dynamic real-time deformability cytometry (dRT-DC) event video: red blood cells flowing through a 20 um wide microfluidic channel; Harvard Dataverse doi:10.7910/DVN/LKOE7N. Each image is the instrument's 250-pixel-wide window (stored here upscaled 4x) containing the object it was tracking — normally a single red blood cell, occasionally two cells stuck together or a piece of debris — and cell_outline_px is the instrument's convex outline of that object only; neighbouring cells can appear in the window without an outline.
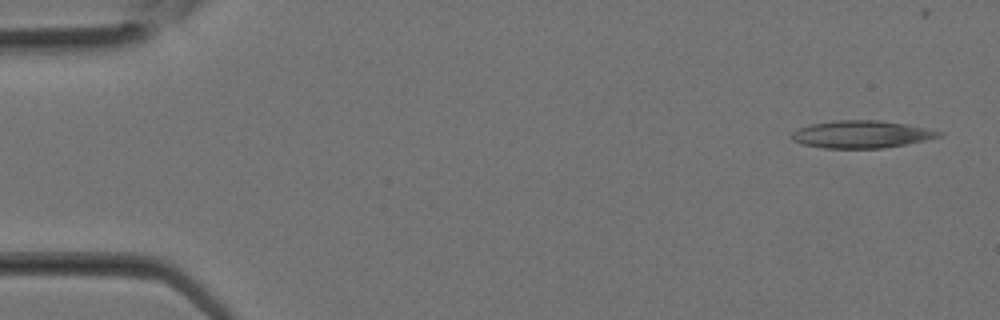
{"species": "Egyptian fruit bat (a non-hibernating species)", "species_latin": "Rousettus aegyptiacus", "temperature_condition": "room temperature", "stored_images_in_passage": 10, "camera_frame_rate_fps": 3000, "um_per_image_px": 0.085, "animal": {"sex": "female"}, "frame": {"image": 1, "passage_image": 1, "time_ms": 0.0, "image_size_px": [1000, 320], "cell_outline_px": [[944, 136], [884, 148], [824, 148], [800, 144], [792, 140], [788, 136], [792, 132], [800, 128], [812, 124], [836, 120], [880, 120], [904, 124], [944, 132]], "centroid_in_image_um": [73.18, 11.42], "position_along_channel_um": 11.8, "area_um2": 23.47}}
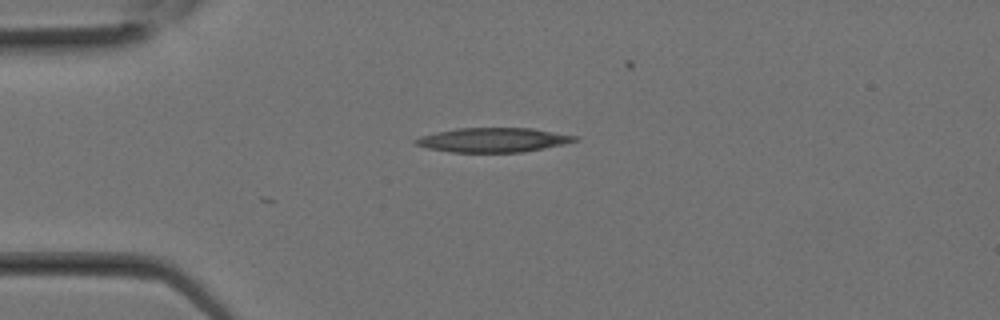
{"frame": {"image": 2, "passage_image": 6, "time_ms": 1.667, "image_size_px": [1000, 320], "cell_outline_px": [[580, 140], [544, 148], [524, 152], [452, 152], [428, 148], [416, 144], [412, 140], [420, 136], [436, 132], [456, 128], [532, 128], [580, 136]], "centroid_in_image_um": [41.95, 11.89], "position_along_channel_um": 43.1, "area_um2": 22.66}}
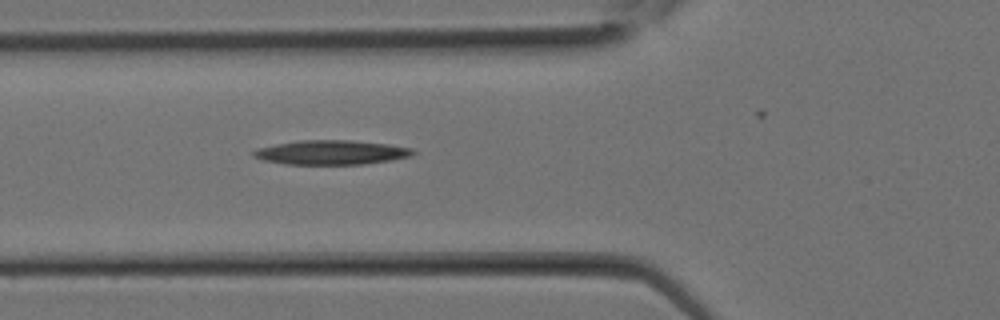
{"frame": {"image": 3, "passage_image": 9, "time_ms": 2.667, "image_size_px": [1000, 320], "cell_outline_px": [[416, 152], [408, 156], [388, 160], [364, 164], [288, 164], [260, 160], [252, 156], [252, 152], [256, 148], [276, 144], [300, 140], [352, 140], [388, 144], [412, 148]], "centroid_in_image_um": [28.09, 12.95], "position_along_channel_um": 97.7, "area_um2": 22.54}}